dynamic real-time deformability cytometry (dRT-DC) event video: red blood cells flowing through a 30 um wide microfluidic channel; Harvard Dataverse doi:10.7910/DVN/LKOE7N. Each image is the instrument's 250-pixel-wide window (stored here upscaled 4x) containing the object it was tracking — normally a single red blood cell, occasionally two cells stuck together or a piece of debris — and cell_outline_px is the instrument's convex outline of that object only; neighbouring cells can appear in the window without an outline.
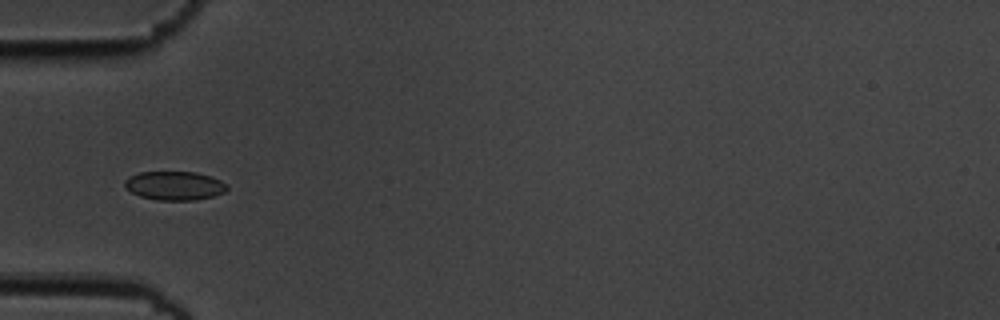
{"species": "common noctule bat (a hibernating species)", "species_latin": "Nyctalus noctula", "temperature_condition": "cold", "stored_images_in_passage": 11, "camera_frame_rate_fps": 3000, "um_per_image_px": 0.085, "animal": {"sex": "male", "body_mass_g": 19.5, "forearm_length_mm": 54.6}, "frame": {"image": 1, "passage_image": 1, "time_ms": 0.0, "image_size_px": [1000, 320], "cell_outline_px": [[228, 188], [224, 192], [212, 196], [196, 200], [156, 200], [140, 196], [132, 192], [124, 184], [124, 180], [128, 176], [140, 172], [196, 172], [220, 180], [228, 184]], "centroid_in_image_um": [14.83, 15.78], "position_along_channel_um": 70.2, "area_um2": 17.11}}
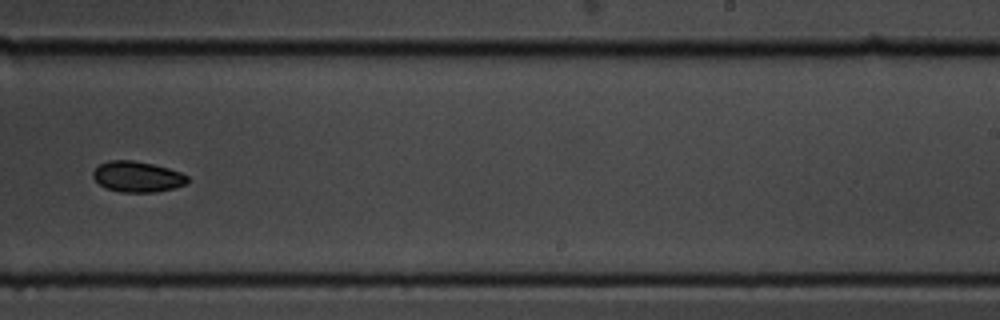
{"frame": {"image": 2, "passage_image": 6, "time_ms": 1.667, "image_size_px": [1000, 320], "cell_outline_px": [[188, 184], [176, 188], [156, 192], [120, 192], [104, 188], [92, 176], [92, 172], [100, 164], [108, 160], [132, 160], [152, 164], [168, 168], [180, 172], [188, 176]], "centroid_in_image_um": [11.69, 15.03], "position_along_channel_um": 277.3, "area_um2": 17.05}}
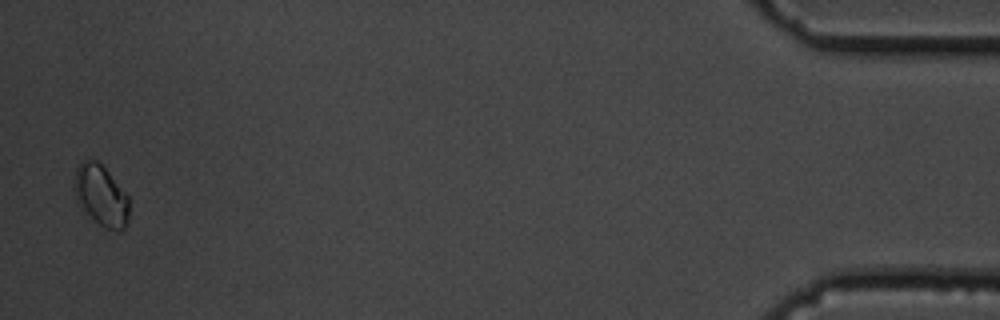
{"frame": {"image": 3, "passage_image": 11, "time_ms": 3.333, "image_size_px": [1000, 320], "cell_outline_px": [[128, 220], [124, 228], [104, 228], [80, 208], [76, 204], [72, 188], [76, 168], [80, 160], [96, 160], [108, 172], [128, 196]], "centroid_in_image_um": [8.51, 16.59], "position_along_channel_um": 426.7, "area_um2": 19.48}}